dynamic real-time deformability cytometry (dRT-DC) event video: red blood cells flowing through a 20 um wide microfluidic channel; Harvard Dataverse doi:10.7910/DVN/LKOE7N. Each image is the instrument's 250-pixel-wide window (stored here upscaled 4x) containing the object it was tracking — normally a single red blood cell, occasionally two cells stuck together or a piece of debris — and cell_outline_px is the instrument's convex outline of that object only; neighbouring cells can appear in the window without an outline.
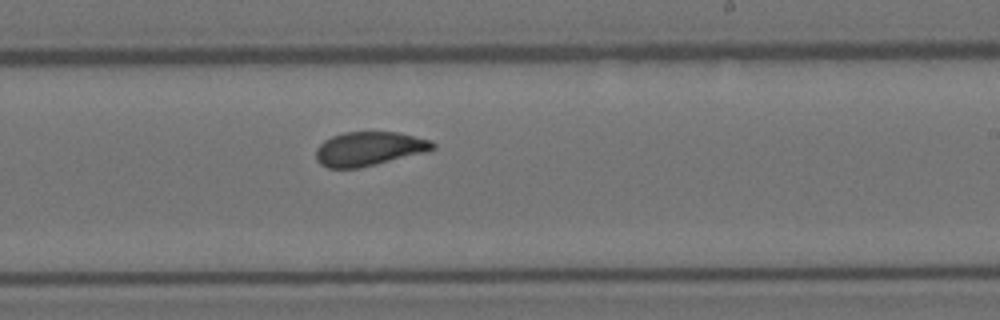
{"species": "Egyptian fruit bat (a non-hibernating species)", "species_latin": "Rousettus aegyptiacus", "temperature_condition": "room temperature", "stored_images_in_passage": 10, "camera_frame_rate_fps": 3000, "um_per_image_px": 0.085, "animal": {"sex": "female"}, "frame": {"image": 1, "passage_image": 10, "time_ms": 3.0, "image_size_px": [1000, 320], "cell_outline_px": [[436, 148], [424, 152], [376, 164], [356, 168], [328, 168], [320, 164], [316, 160], [316, 148], [324, 140], [332, 136], [344, 132], [400, 132], [432, 140], [436, 144]], "centroid_in_image_um": [31.37, 12.63], "position_along_channel_um": 257.6, "area_um2": 23.18}}